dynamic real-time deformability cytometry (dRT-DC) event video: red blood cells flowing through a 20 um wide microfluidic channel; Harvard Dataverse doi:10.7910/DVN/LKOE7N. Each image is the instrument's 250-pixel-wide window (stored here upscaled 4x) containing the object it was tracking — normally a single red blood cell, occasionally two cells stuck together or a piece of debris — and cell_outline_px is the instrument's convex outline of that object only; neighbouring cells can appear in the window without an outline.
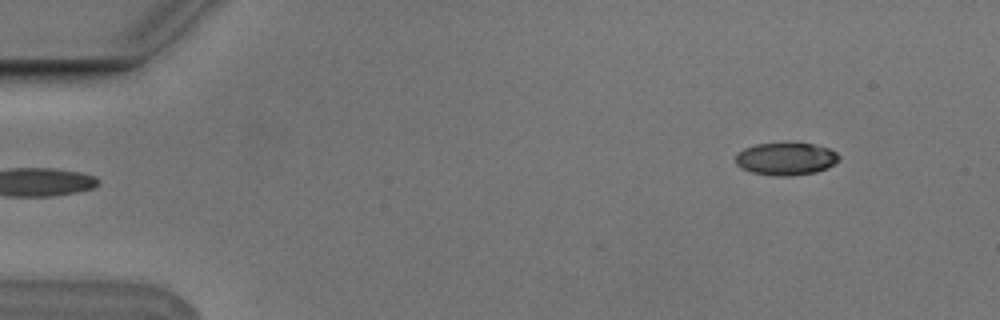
{"species": "Egyptian fruit bat (a non-hibernating species)", "species_latin": "Rousettus aegyptiacus", "temperature_condition": "cold", "stored_images_in_passage": 3, "camera_frame_rate_fps": 3000, "um_per_image_px": 0.085, "animal": {"sex": "male"}, "frame": {"image": 1, "passage_image": 3, "time_ms": 0.667, "image_size_px": [1000, 320], "cell_outline_px": [[840, 160], [836, 164], [828, 168], [816, 172], [792, 176], [784, 176], [752, 172], [740, 168], [736, 164], [736, 152], [744, 148], [756, 144], [812, 144], [828, 148], [836, 152], [840, 156]], "centroid_in_image_um": [66.82, 13.51], "position_along_channel_um": 18.2, "area_um2": 19.54}}